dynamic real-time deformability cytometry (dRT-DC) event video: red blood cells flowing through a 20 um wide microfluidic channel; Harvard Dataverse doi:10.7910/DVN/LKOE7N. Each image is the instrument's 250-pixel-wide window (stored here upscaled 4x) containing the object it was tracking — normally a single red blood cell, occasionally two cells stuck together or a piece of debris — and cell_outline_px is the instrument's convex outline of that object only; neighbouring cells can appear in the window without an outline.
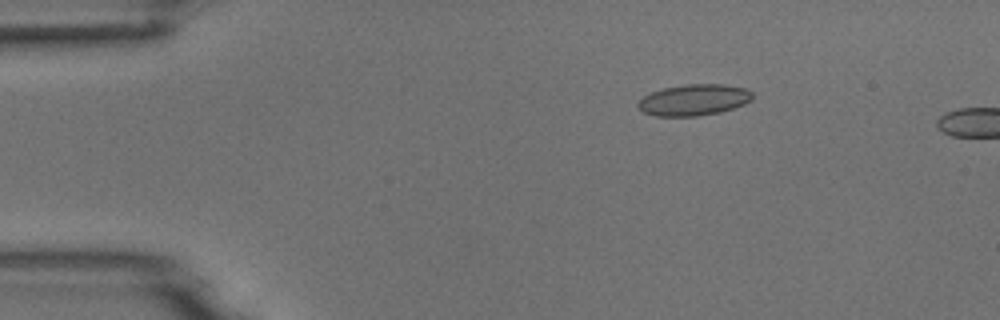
{"species": "common noctule bat (a hibernating species)", "species_latin": "Nyctalus noctula", "temperature_condition": "room temperature", "stored_images_in_passage": 4, "camera_frame_rate_fps": 3000, "um_per_image_px": 0.085, "animal": {"sex": "male", "body_mass_g": 18.8}, "frame": {"image": 1, "passage_image": 3, "time_ms": 2.333, "image_size_px": [1000, 320], "cell_outline_px": [[752, 100], [744, 104], [720, 112], [696, 116], [656, 116], [644, 112], [636, 104], [644, 96], [652, 92], [664, 88], [684, 84], [724, 84], [744, 88], [752, 92]], "centroid_in_image_um": [58.99, 8.49], "position_along_channel_um": 26.0, "area_um2": 20.69}}